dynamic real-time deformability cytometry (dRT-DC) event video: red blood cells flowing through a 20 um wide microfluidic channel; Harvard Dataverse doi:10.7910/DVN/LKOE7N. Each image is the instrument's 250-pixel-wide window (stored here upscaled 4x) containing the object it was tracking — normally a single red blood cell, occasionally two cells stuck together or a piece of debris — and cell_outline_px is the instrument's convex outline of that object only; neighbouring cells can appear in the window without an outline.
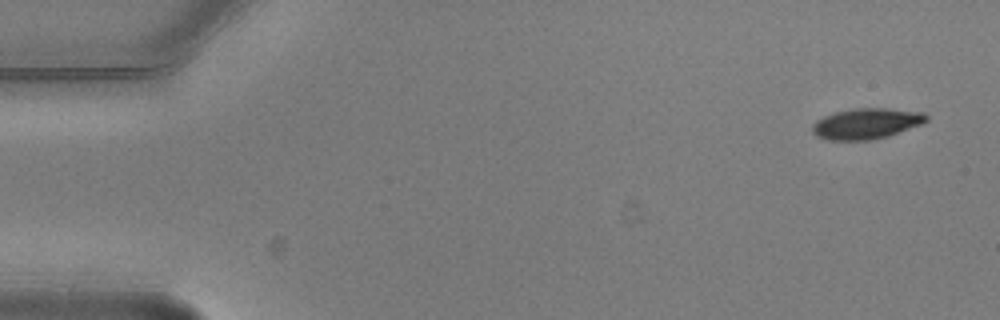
{"species": "common noctule bat (a hibernating species)", "species_latin": "Nyctalus noctula", "temperature_condition": "warm", "stored_images_in_passage": 5, "camera_frame_rate_fps": 3000, "um_per_image_px": 0.085, "animal": {"sex": "male", "body_mass_g": 20.5, "forearm_length_mm": 52.5}, "frame": {"image": 1, "passage_image": 1, "time_ms": 0.0, "image_size_px": [1000, 320], "cell_outline_px": [[928, 120], [920, 124], [888, 136], [868, 140], [828, 140], [816, 136], [812, 132], [812, 124], [816, 120], [824, 116], [836, 112], [856, 108], [884, 108], [924, 112], [928, 116]], "centroid_in_image_um": [73.62, 10.5], "position_along_channel_um": 11.4, "area_um2": 20.29}}
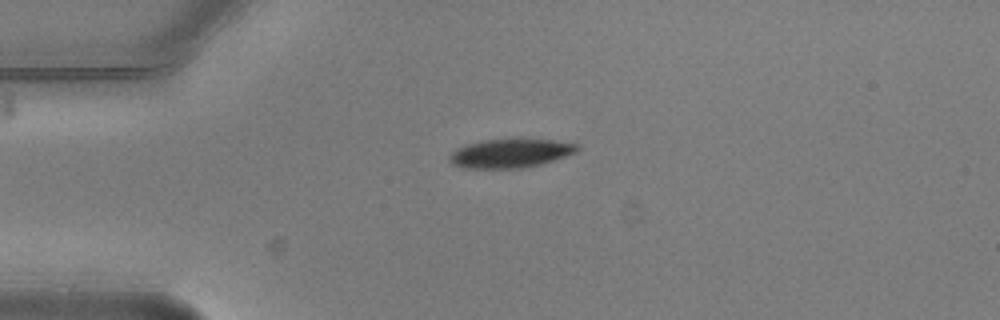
{"frame": {"image": 2, "passage_image": 4, "time_ms": 1.0, "image_size_px": [1000, 320], "cell_outline_px": [[580, 148], [576, 152], [540, 164], [520, 168], [464, 168], [452, 164], [448, 160], [448, 156], [456, 148], [464, 144], [484, 140], [552, 140], [580, 144]], "centroid_in_image_um": [43.33, 13.03], "position_along_channel_um": 41.7, "area_um2": 21.21}}